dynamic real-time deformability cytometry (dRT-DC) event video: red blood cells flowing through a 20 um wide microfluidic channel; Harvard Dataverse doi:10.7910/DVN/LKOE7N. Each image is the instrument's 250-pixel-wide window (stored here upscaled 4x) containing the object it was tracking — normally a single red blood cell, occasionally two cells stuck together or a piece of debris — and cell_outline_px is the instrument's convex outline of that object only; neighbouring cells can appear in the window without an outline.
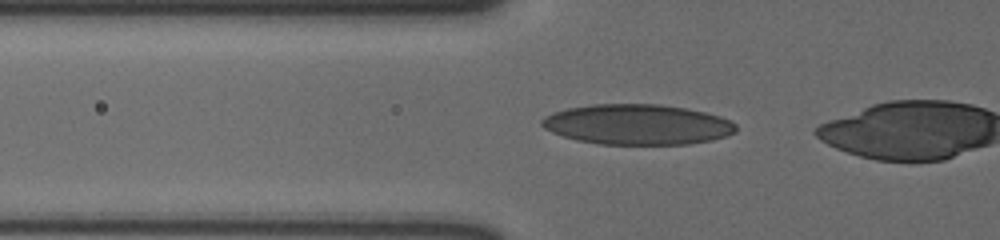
{"species": "human", "species_latin": "Homo sapiens", "temperature_condition": "cold", "stored_images_in_passage": 21, "camera_frame_rate_fps": 3000, "um_per_image_px": 0.085, "donor": {"sex": "male"}, "frame": {"image": 1, "passage_image": 20, "time_ms": 6.333, "image_size_px": [1000, 240], "cell_outline_px": [[736, 132], [712, 140], [688, 144], [600, 144], [576, 140], [552, 132], [544, 128], [540, 124], [540, 120], [544, 116], [552, 112], [568, 108], [592, 104], [656, 104], [684, 108], [704, 112], [720, 116], [736, 124]], "centroid_in_image_um": [54.14, 10.58], "position_along_channel_um": 71.7, "area_um2": 45.55}}